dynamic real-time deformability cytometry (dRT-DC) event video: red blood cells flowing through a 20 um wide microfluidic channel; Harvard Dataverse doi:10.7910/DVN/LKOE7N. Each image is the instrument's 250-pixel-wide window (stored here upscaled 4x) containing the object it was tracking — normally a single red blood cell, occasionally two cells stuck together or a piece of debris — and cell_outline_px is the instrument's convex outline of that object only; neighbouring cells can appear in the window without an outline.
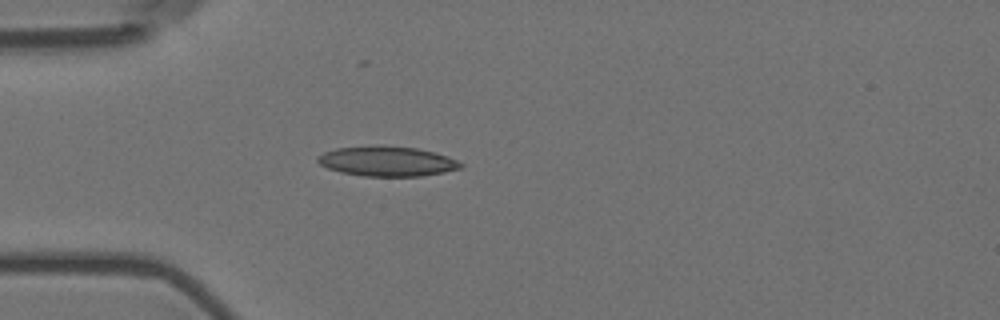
{"species": "Egyptian fruit bat (a non-hibernating species)", "species_latin": "Rousettus aegyptiacus", "temperature_condition": "room temperature", "stored_images_in_passage": 2, "camera_frame_rate_fps": 3000, "um_per_image_px": 0.085, "animal": {"sex": "female"}, "frame": {"image": 1, "passage_image": 1, "time_ms": 0.0, "image_size_px": [1000, 320], "cell_outline_px": [[464, 168], [444, 172], [420, 176], [364, 176], [340, 172], [328, 168], [320, 164], [316, 160], [316, 156], [324, 152], [336, 148], [380, 144], [416, 148], [448, 156], [464, 164]], "centroid_in_image_um": [32.89, 13.69], "position_along_channel_um": 52.1, "area_um2": 25.2}}